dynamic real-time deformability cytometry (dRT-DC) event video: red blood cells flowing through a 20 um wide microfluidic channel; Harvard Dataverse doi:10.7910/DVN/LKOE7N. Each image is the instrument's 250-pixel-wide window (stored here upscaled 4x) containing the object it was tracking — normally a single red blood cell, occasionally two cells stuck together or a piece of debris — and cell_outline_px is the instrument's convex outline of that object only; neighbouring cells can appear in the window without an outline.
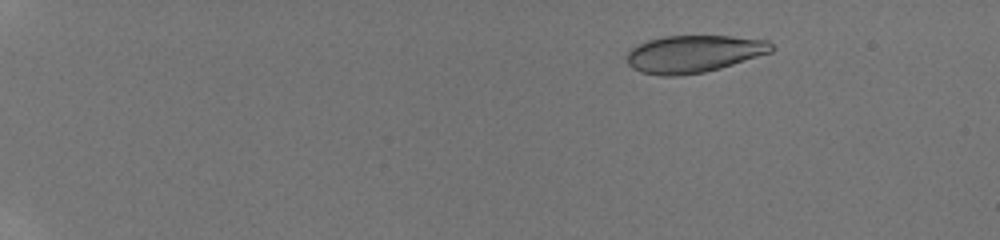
{"species": "human", "species_latin": "Homo sapiens", "temperature_condition": "room temperature", "stored_images_in_passage": 25, "camera_frame_rate_fps": 3000, "um_per_image_px": 0.085, "donor": {"sex": "male"}, "frame": {"image": 1, "passage_image": 3, "time_ms": 1.667, "image_size_px": [1000, 240], "cell_outline_px": [[776, 48], [772, 52], [720, 68], [704, 72], [676, 76], [660, 76], [640, 72], [632, 68], [628, 64], [624, 56], [636, 44], [648, 40], [664, 36], [732, 36], [768, 40]], "centroid_in_image_um": [58.94, 4.58], "position_along_channel_um": 26.1, "area_um2": 31.73}}
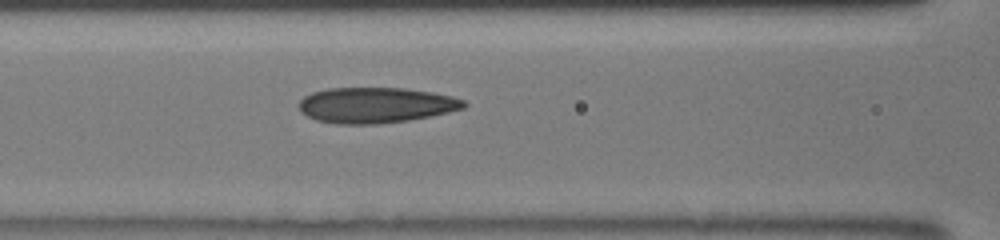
{"frame": {"image": 2, "passage_image": 18, "time_ms": 7.667, "image_size_px": [1000, 240], "cell_outline_px": [[468, 104], [464, 108], [448, 112], [408, 120], [376, 124], [336, 124], [316, 120], [300, 112], [300, 100], [304, 96], [312, 92], [328, 88], [404, 88], [432, 92], [452, 96], [464, 100]], "centroid_in_image_um": [31.93, 8.93], "position_along_channel_um": 134.7, "area_um2": 34.16}}
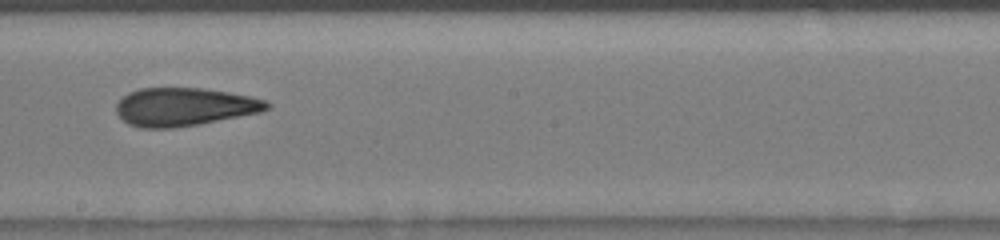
{"frame": {"image": 3, "passage_image": 24, "time_ms": 10.0, "image_size_px": [1000, 240], "cell_outline_px": [[272, 104], [268, 108], [260, 112], [196, 124], [172, 128], [140, 128], [128, 124], [116, 112], [116, 104], [128, 92], [140, 88], [200, 88], [228, 92], [248, 96], [264, 100]], "centroid_in_image_um": [15.62, 9.08], "position_along_channel_um": 232.6, "area_um2": 33.12}}